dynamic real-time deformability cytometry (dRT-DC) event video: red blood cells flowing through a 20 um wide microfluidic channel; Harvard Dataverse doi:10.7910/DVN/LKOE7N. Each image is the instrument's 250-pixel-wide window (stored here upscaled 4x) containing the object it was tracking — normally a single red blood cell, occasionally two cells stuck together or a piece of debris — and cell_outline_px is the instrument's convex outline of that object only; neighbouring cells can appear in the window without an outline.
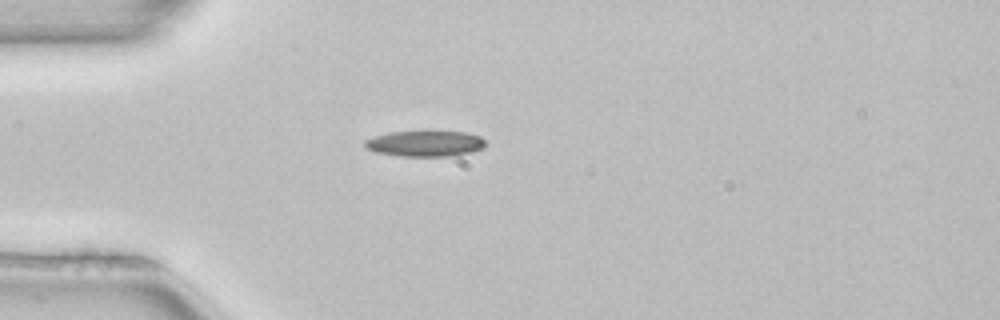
{"species": "common noctule bat (a hibernating species)", "species_latin": "Nyctalus noctula", "temperature_condition": "room temperature", "stored_images_in_passage": 3, "camera_frame_rate_fps": 3000, "um_per_image_px": 0.085, "animal": {"sex": "female", "body_mass_g": 22.7, "forearm_length_mm": 54.2}, "frame": {"image": 1, "passage_image": 3, "time_ms": 0.667, "image_size_px": [1000, 320], "cell_outline_px": [[484, 148], [472, 152], [452, 156], [400, 156], [376, 152], [364, 148], [364, 140], [372, 136], [388, 132], [424, 128], [428, 128], [464, 132], [480, 136], [484, 140]], "centroid_in_image_um": [36.1, 12.14], "position_along_channel_um": 48.9, "area_um2": 19.31}}